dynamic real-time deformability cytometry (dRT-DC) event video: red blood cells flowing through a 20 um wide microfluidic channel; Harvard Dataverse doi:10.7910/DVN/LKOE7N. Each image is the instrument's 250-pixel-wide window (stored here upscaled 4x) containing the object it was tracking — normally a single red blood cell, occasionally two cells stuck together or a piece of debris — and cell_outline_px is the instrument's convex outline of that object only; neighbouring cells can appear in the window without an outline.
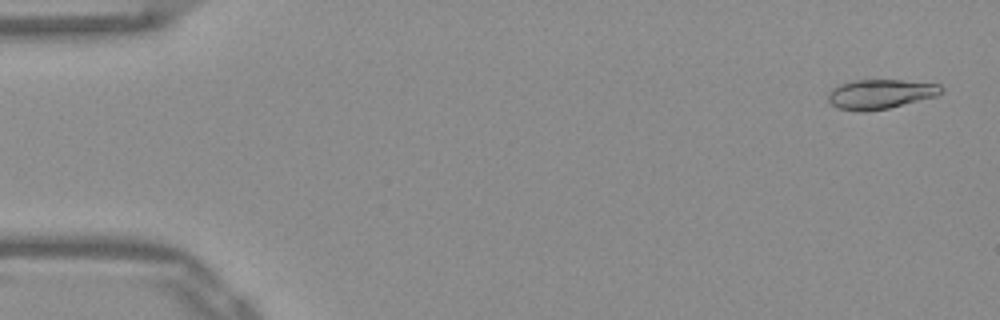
{"species": "Egyptian fruit bat (a non-hibernating species)", "species_latin": "Rousettus aegyptiacus", "temperature_condition": "warm", "stored_images_in_passage": 14, "camera_frame_rate_fps": 3000, "um_per_image_px": 0.085, "frame": {"image": 1, "passage_image": 1, "time_ms": 0.0, "image_size_px": [1000, 320], "cell_outline_px": [[944, 92], [936, 96], [888, 108], [864, 112], [860, 112], [836, 108], [828, 100], [828, 92], [832, 88], [840, 84], [852, 80], [900, 80], [940, 84], [944, 88]], "centroid_in_image_um": [74.82, 8.0], "position_along_channel_um": 10.2, "area_um2": 19.59}}
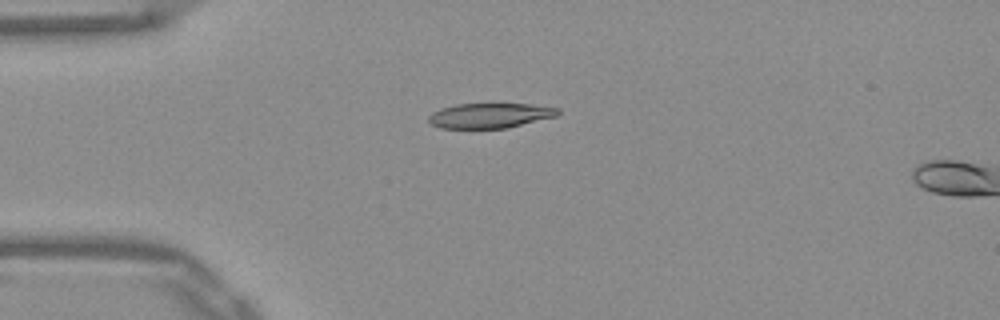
{"frame": {"image": 2, "passage_image": 12, "time_ms": 3.667, "image_size_px": [1000, 320], "cell_outline_px": [[560, 112], [556, 116], [508, 128], [440, 128], [432, 124], [428, 120], [428, 116], [432, 112], [440, 108], [456, 104], [492, 100], [528, 104], [560, 108]], "centroid_in_image_um": [41.64, 9.76], "position_along_channel_um": 43.4, "area_um2": 19.83}}